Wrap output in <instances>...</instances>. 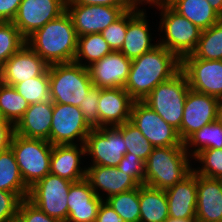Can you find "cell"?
I'll return each mask as SVG.
<instances>
[{"label": "cell", "instance_id": "cell-1", "mask_svg": "<svg viewBox=\"0 0 222 222\" xmlns=\"http://www.w3.org/2000/svg\"><path fill=\"white\" fill-rule=\"evenodd\" d=\"M180 70L181 60L158 45L132 60L124 89L135 101H143L158 84L171 79Z\"/></svg>", "mask_w": 222, "mask_h": 222}, {"label": "cell", "instance_id": "cell-2", "mask_svg": "<svg viewBox=\"0 0 222 222\" xmlns=\"http://www.w3.org/2000/svg\"><path fill=\"white\" fill-rule=\"evenodd\" d=\"M77 43L78 36L67 11L26 39V44L48 65L73 62Z\"/></svg>", "mask_w": 222, "mask_h": 222}, {"label": "cell", "instance_id": "cell-3", "mask_svg": "<svg viewBox=\"0 0 222 222\" xmlns=\"http://www.w3.org/2000/svg\"><path fill=\"white\" fill-rule=\"evenodd\" d=\"M185 146L154 147L145 161L144 185L167 190L193 171Z\"/></svg>", "mask_w": 222, "mask_h": 222}, {"label": "cell", "instance_id": "cell-4", "mask_svg": "<svg viewBox=\"0 0 222 222\" xmlns=\"http://www.w3.org/2000/svg\"><path fill=\"white\" fill-rule=\"evenodd\" d=\"M155 8L160 14L159 26L155 28L160 32L159 45L164 46L180 60L192 54L202 30L176 12L169 4L158 3Z\"/></svg>", "mask_w": 222, "mask_h": 222}, {"label": "cell", "instance_id": "cell-5", "mask_svg": "<svg viewBox=\"0 0 222 222\" xmlns=\"http://www.w3.org/2000/svg\"><path fill=\"white\" fill-rule=\"evenodd\" d=\"M48 73L50 97L53 103L79 107L94 87L88 69L74 61L51 64Z\"/></svg>", "mask_w": 222, "mask_h": 222}, {"label": "cell", "instance_id": "cell-6", "mask_svg": "<svg viewBox=\"0 0 222 222\" xmlns=\"http://www.w3.org/2000/svg\"><path fill=\"white\" fill-rule=\"evenodd\" d=\"M189 90L187 77L180 70L171 79L158 84L143 100L164 121L178 131L179 137L184 104Z\"/></svg>", "mask_w": 222, "mask_h": 222}, {"label": "cell", "instance_id": "cell-7", "mask_svg": "<svg viewBox=\"0 0 222 222\" xmlns=\"http://www.w3.org/2000/svg\"><path fill=\"white\" fill-rule=\"evenodd\" d=\"M10 147L15 154L21 176L29 188L50 173L53 145L48 141L14 133Z\"/></svg>", "mask_w": 222, "mask_h": 222}, {"label": "cell", "instance_id": "cell-8", "mask_svg": "<svg viewBox=\"0 0 222 222\" xmlns=\"http://www.w3.org/2000/svg\"><path fill=\"white\" fill-rule=\"evenodd\" d=\"M88 165L117 167L127 147L123 139V124L93 128L85 141Z\"/></svg>", "mask_w": 222, "mask_h": 222}, {"label": "cell", "instance_id": "cell-9", "mask_svg": "<svg viewBox=\"0 0 222 222\" xmlns=\"http://www.w3.org/2000/svg\"><path fill=\"white\" fill-rule=\"evenodd\" d=\"M72 183L49 173L30 187L28 199L48 216L66 222L67 197Z\"/></svg>", "mask_w": 222, "mask_h": 222}, {"label": "cell", "instance_id": "cell-10", "mask_svg": "<svg viewBox=\"0 0 222 222\" xmlns=\"http://www.w3.org/2000/svg\"><path fill=\"white\" fill-rule=\"evenodd\" d=\"M93 128L87 123L79 107L53 103L50 144H85Z\"/></svg>", "mask_w": 222, "mask_h": 222}, {"label": "cell", "instance_id": "cell-11", "mask_svg": "<svg viewBox=\"0 0 222 222\" xmlns=\"http://www.w3.org/2000/svg\"><path fill=\"white\" fill-rule=\"evenodd\" d=\"M130 121L154 147L184 146L178 131L143 101H134Z\"/></svg>", "mask_w": 222, "mask_h": 222}, {"label": "cell", "instance_id": "cell-12", "mask_svg": "<svg viewBox=\"0 0 222 222\" xmlns=\"http://www.w3.org/2000/svg\"><path fill=\"white\" fill-rule=\"evenodd\" d=\"M181 70L191 90L222 97V60H204L190 54L181 60Z\"/></svg>", "mask_w": 222, "mask_h": 222}, {"label": "cell", "instance_id": "cell-13", "mask_svg": "<svg viewBox=\"0 0 222 222\" xmlns=\"http://www.w3.org/2000/svg\"><path fill=\"white\" fill-rule=\"evenodd\" d=\"M67 0H22L12 21L27 39L36 30L66 11Z\"/></svg>", "mask_w": 222, "mask_h": 222}, {"label": "cell", "instance_id": "cell-14", "mask_svg": "<svg viewBox=\"0 0 222 222\" xmlns=\"http://www.w3.org/2000/svg\"><path fill=\"white\" fill-rule=\"evenodd\" d=\"M66 11L78 37L101 33L126 12L122 7L83 4H66Z\"/></svg>", "mask_w": 222, "mask_h": 222}, {"label": "cell", "instance_id": "cell-15", "mask_svg": "<svg viewBox=\"0 0 222 222\" xmlns=\"http://www.w3.org/2000/svg\"><path fill=\"white\" fill-rule=\"evenodd\" d=\"M217 97L189 90L184 104L180 139L184 143L193 133L216 120Z\"/></svg>", "mask_w": 222, "mask_h": 222}, {"label": "cell", "instance_id": "cell-16", "mask_svg": "<svg viewBox=\"0 0 222 222\" xmlns=\"http://www.w3.org/2000/svg\"><path fill=\"white\" fill-rule=\"evenodd\" d=\"M146 12V9L137 8L127 11V31L120 52L128 59L140 57L159 45L158 37L155 41V37L152 36L153 28L149 24L148 12Z\"/></svg>", "mask_w": 222, "mask_h": 222}, {"label": "cell", "instance_id": "cell-17", "mask_svg": "<svg viewBox=\"0 0 222 222\" xmlns=\"http://www.w3.org/2000/svg\"><path fill=\"white\" fill-rule=\"evenodd\" d=\"M131 59L120 51H112L87 67L94 87L125 88L128 80Z\"/></svg>", "mask_w": 222, "mask_h": 222}, {"label": "cell", "instance_id": "cell-18", "mask_svg": "<svg viewBox=\"0 0 222 222\" xmlns=\"http://www.w3.org/2000/svg\"><path fill=\"white\" fill-rule=\"evenodd\" d=\"M85 179L96 195L103 200L140 186L127 173L111 166L87 165Z\"/></svg>", "mask_w": 222, "mask_h": 222}, {"label": "cell", "instance_id": "cell-19", "mask_svg": "<svg viewBox=\"0 0 222 222\" xmlns=\"http://www.w3.org/2000/svg\"><path fill=\"white\" fill-rule=\"evenodd\" d=\"M85 157V145H53L50 173L73 183L81 181L86 178L88 162ZM85 162L86 165H84Z\"/></svg>", "mask_w": 222, "mask_h": 222}, {"label": "cell", "instance_id": "cell-20", "mask_svg": "<svg viewBox=\"0 0 222 222\" xmlns=\"http://www.w3.org/2000/svg\"><path fill=\"white\" fill-rule=\"evenodd\" d=\"M49 65L27 44L14 53L2 66V83L14 86L41 76Z\"/></svg>", "mask_w": 222, "mask_h": 222}, {"label": "cell", "instance_id": "cell-21", "mask_svg": "<svg viewBox=\"0 0 222 222\" xmlns=\"http://www.w3.org/2000/svg\"><path fill=\"white\" fill-rule=\"evenodd\" d=\"M102 201L86 179L72 183L67 197L66 222H96Z\"/></svg>", "mask_w": 222, "mask_h": 222}, {"label": "cell", "instance_id": "cell-22", "mask_svg": "<svg viewBox=\"0 0 222 222\" xmlns=\"http://www.w3.org/2000/svg\"><path fill=\"white\" fill-rule=\"evenodd\" d=\"M134 99L122 88H101L98 104L100 127L118 126L130 120Z\"/></svg>", "mask_w": 222, "mask_h": 222}, {"label": "cell", "instance_id": "cell-23", "mask_svg": "<svg viewBox=\"0 0 222 222\" xmlns=\"http://www.w3.org/2000/svg\"><path fill=\"white\" fill-rule=\"evenodd\" d=\"M165 192L169 217L196 219L197 174L194 171Z\"/></svg>", "mask_w": 222, "mask_h": 222}, {"label": "cell", "instance_id": "cell-24", "mask_svg": "<svg viewBox=\"0 0 222 222\" xmlns=\"http://www.w3.org/2000/svg\"><path fill=\"white\" fill-rule=\"evenodd\" d=\"M53 102L30 104L24 115L14 125V133L27 138L46 140L50 143Z\"/></svg>", "mask_w": 222, "mask_h": 222}, {"label": "cell", "instance_id": "cell-25", "mask_svg": "<svg viewBox=\"0 0 222 222\" xmlns=\"http://www.w3.org/2000/svg\"><path fill=\"white\" fill-rule=\"evenodd\" d=\"M196 220H222V179H211L197 174Z\"/></svg>", "mask_w": 222, "mask_h": 222}, {"label": "cell", "instance_id": "cell-26", "mask_svg": "<svg viewBox=\"0 0 222 222\" xmlns=\"http://www.w3.org/2000/svg\"><path fill=\"white\" fill-rule=\"evenodd\" d=\"M139 205L140 222H165L169 217L165 190L140 185Z\"/></svg>", "mask_w": 222, "mask_h": 222}, {"label": "cell", "instance_id": "cell-27", "mask_svg": "<svg viewBox=\"0 0 222 222\" xmlns=\"http://www.w3.org/2000/svg\"><path fill=\"white\" fill-rule=\"evenodd\" d=\"M169 5L201 30L208 29L222 19L208 0H173Z\"/></svg>", "mask_w": 222, "mask_h": 222}, {"label": "cell", "instance_id": "cell-28", "mask_svg": "<svg viewBox=\"0 0 222 222\" xmlns=\"http://www.w3.org/2000/svg\"><path fill=\"white\" fill-rule=\"evenodd\" d=\"M0 190L15 193L21 200L29 195L11 147L0 152Z\"/></svg>", "mask_w": 222, "mask_h": 222}, {"label": "cell", "instance_id": "cell-29", "mask_svg": "<svg viewBox=\"0 0 222 222\" xmlns=\"http://www.w3.org/2000/svg\"><path fill=\"white\" fill-rule=\"evenodd\" d=\"M185 150L194 159L206 149H222V124L216 120L193 133L185 142Z\"/></svg>", "mask_w": 222, "mask_h": 222}, {"label": "cell", "instance_id": "cell-30", "mask_svg": "<svg viewBox=\"0 0 222 222\" xmlns=\"http://www.w3.org/2000/svg\"><path fill=\"white\" fill-rule=\"evenodd\" d=\"M111 52V48L101 33L86 34L78 37L74 62L87 68Z\"/></svg>", "mask_w": 222, "mask_h": 222}, {"label": "cell", "instance_id": "cell-31", "mask_svg": "<svg viewBox=\"0 0 222 222\" xmlns=\"http://www.w3.org/2000/svg\"><path fill=\"white\" fill-rule=\"evenodd\" d=\"M192 55L204 60H222V19L201 31L197 47Z\"/></svg>", "mask_w": 222, "mask_h": 222}, {"label": "cell", "instance_id": "cell-32", "mask_svg": "<svg viewBox=\"0 0 222 222\" xmlns=\"http://www.w3.org/2000/svg\"><path fill=\"white\" fill-rule=\"evenodd\" d=\"M29 108V103L16 91L13 86L0 85V115L15 125Z\"/></svg>", "mask_w": 222, "mask_h": 222}, {"label": "cell", "instance_id": "cell-33", "mask_svg": "<svg viewBox=\"0 0 222 222\" xmlns=\"http://www.w3.org/2000/svg\"><path fill=\"white\" fill-rule=\"evenodd\" d=\"M13 87L29 105L51 101L48 69L41 76L19 82Z\"/></svg>", "mask_w": 222, "mask_h": 222}, {"label": "cell", "instance_id": "cell-34", "mask_svg": "<svg viewBox=\"0 0 222 222\" xmlns=\"http://www.w3.org/2000/svg\"><path fill=\"white\" fill-rule=\"evenodd\" d=\"M125 222H140L139 187L105 200Z\"/></svg>", "mask_w": 222, "mask_h": 222}, {"label": "cell", "instance_id": "cell-35", "mask_svg": "<svg viewBox=\"0 0 222 222\" xmlns=\"http://www.w3.org/2000/svg\"><path fill=\"white\" fill-rule=\"evenodd\" d=\"M26 44V39L21 35L13 22H0V66L21 47Z\"/></svg>", "mask_w": 222, "mask_h": 222}, {"label": "cell", "instance_id": "cell-36", "mask_svg": "<svg viewBox=\"0 0 222 222\" xmlns=\"http://www.w3.org/2000/svg\"><path fill=\"white\" fill-rule=\"evenodd\" d=\"M193 160L194 164L199 163L193 166L196 174L211 179H222V149H206Z\"/></svg>", "mask_w": 222, "mask_h": 222}, {"label": "cell", "instance_id": "cell-37", "mask_svg": "<svg viewBox=\"0 0 222 222\" xmlns=\"http://www.w3.org/2000/svg\"><path fill=\"white\" fill-rule=\"evenodd\" d=\"M123 139L127 147V153L138 156L144 162L154 148L130 120L123 123Z\"/></svg>", "mask_w": 222, "mask_h": 222}, {"label": "cell", "instance_id": "cell-38", "mask_svg": "<svg viewBox=\"0 0 222 222\" xmlns=\"http://www.w3.org/2000/svg\"><path fill=\"white\" fill-rule=\"evenodd\" d=\"M127 31V11L114 23L106 27L101 35L112 51H120Z\"/></svg>", "mask_w": 222, "mask_h": 222}, {"label": "cell", "instance_id": "cell-39", "mask_svg": "<svg viewBox=\"0 0 222 222\" xmlns=\"http://www.w3.org/2000/svg\"><path fill=\"white\" fill-rule=\"evenodd\" d=\"M100 98V88L93 87L83 102H81L79 108L82 111L85 120L92 128L100 127V119L98 113V104Z\"/></svg>", "mask_w": 222, "mask_h": 222}, {"label": "cell", "instance_id": "cell-40", "mask_svg": "<svg viewBox=\"0 0 222 222\" xmlns=\"http://www.w3.org/2000/svg\"><path fill=\"white\" fill-rule=\"evenodd\" d=\"M16 222H60L59 220L48 216L39 209L28 198L22 199L19 207Z\"/></svg>", "mask_w": 222, "mask_h": 222}, {"label": "cell", "instance_id": "cell-41", "mask_svg": "<svg viewBox=\"0 0 222 222\" xmlns=\"http://www.w3.org/2000/svg\"><path fill=\"white\" fill-rule=\"evenodd\" d=\"M117 168L131 176L139 185H144L145 162L132 153H126Z\"/></svg>", "mask_w": 222, "mask_h": 222}, {"label": "cell", "instance_id": "cell-42", "mask_svg": "<svg viewBox=\"0 0 222 222\" xmlns=\"http://www.w3.org/2000/svg\"><path fill=\"white\" fill-rule=\"evenodd\" d=\"M20 202L15 193L0 190V222H16Z\"/></svg>", "mask_w": 222, "mask_h": 222}, {"label": "cell", "instance_id": "cell-43", "mask_svg": "<svg viewBox=\"0 0 222 222\" xmlns=\"http://www.w3.org/2000/svg\"><path fill=\"white\" fill-rule=\"evenodd\" d=\"M22 0H0V22H12Z\"/></svg>", "mask_w": 222, "mask_h": 222}, {"label": "cell", "instance_id": "cell-44", "mask_svg": "<svg viewBox=\"0 0 222 222\" xmlns=\"http://www.w3.org/2000/svg\"><path fill=\"white\" fill-rule=\"evenodd\" d=\"M66 4L114 6L122 7L125 11L134 9L127 0H67Z\"/></svg>", "mask_w": 222, "mask_h": 222}, {"label": "cell", "instance_id": "cell-45", "mask_svg": "<svg viewBox=\"0 0 222 222\" xmlns=\"http://www.w3.org/2000/svg\"><path fill=\"white\" fill-rule=\"evenodd\" d=\"M96 222H125L121 216L108 204L105 200L102 201Z\"/></svg>", "mask_w": 222, "mask_h": 222}, {"label": "cell", "instance_id": "cell-46", "mask_svg": "<svg viewBox=\"0 0 222 222\" xmlns=\"http://www.w3.org/2000/svg\"><path fill=\"white\" fill-rule=\"evenodd\" d=\"M14 134V125L7 121H0V152L10 147L11 139Z\"/></svg>", "mask_w": 222, "mask_h": 222}, {"label": "cell", "instance_id": "cell-47", "mask_svg": "<svg viewBox=\"0 0 222 222\" xmlns=\"http://www.w3.org/2000/svg\"><path fill=\"white\" fill-rule=\"evenodd\" d=\"M127 2L133 8L145 9V7H147L148 5L149 7L154 8L159 3V0H127ZM144 5H147V6H144Z\"/></svg>", "mask_w": 222, "mask_h": 222}, {"label": "cell", "instance_id": "cell-48", "mask_svg": "<svg viewBox=\"0 0 222 222\" xmlns=\"http://www.w3.org/2000/svg\"><path fill=\"white\" fill-rule=\"evenodd\" d=\"M216 121L222 124V97L217 99Z\"/></svg>", "mask_w": 222, "mask_h": 222}, {"label": "cell", "instance_id": "cell-49", "mask_svg": "<svg viewBox=\"0 0 222 222\" xmlns=\"http://www.w3.org/2000/svg\"><path fill=\"white\" fill-rule=\"evenodd\" d=\"M208 2L222 16V0H208Z\"/></svg>", "mask_w": 222, "mask_h": 222}, {"label": "cell", "instance_id": "cell-50", "mask_svg": "<svg viewBox=\"0 0 222 222\" xmlns=\"http://www.w3.org/2000/svg\"><path fill=\"white\" fill-rule=\"evenodd\" d=\"M165 222H197V220L168 217V219Z\"/></svg>", "mask_w": 222, "mask_h": 222}, {"label": "cell", "instance_id": "cell-51", "mask_svg": "<svg viewBox=\"0 0 222 222\" xmlns=\"http://www.w3.org/2000/svg\"><path fill=\"white\" fill-rule=\"evenodd\" d=\"M173 0H159V3L170 4Z\"/></svg>", "mask_w": 222, "mask_h": 222}, {"label": "cell", "instance_id": "cell-52", "mask_svg": "<svg viewBox=\"0 0 222 222\" xmlns=\"http://www.w3.org/2000/svg\"><path fill=\"white\" fill-rule=\"evenodd\" d=\"M2 84V67L0 66V85Z\"/></svg>", "mask_w": 222, "mask_h": 222}]
</instances>
